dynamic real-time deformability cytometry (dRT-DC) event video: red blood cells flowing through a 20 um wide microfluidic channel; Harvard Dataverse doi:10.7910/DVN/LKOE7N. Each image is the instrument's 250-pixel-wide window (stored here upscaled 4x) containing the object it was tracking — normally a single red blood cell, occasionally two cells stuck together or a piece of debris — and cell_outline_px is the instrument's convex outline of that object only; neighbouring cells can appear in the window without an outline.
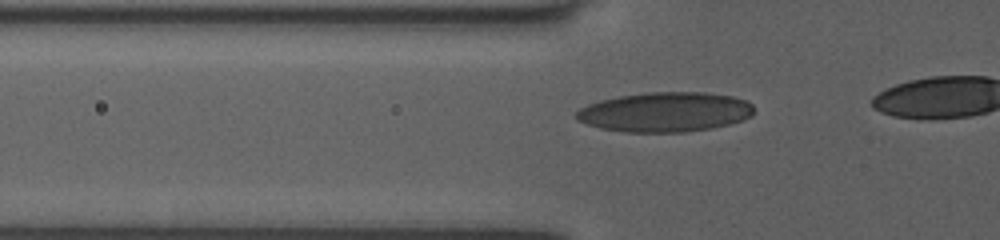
{"species": "human", "species_latin": "Homo sapiens", "temperature_condition": "room temperature", "stored_images_in_passage": 16, "camera_frame_rate_fps": 3000, "um_per_image_px": 0.085, "donor": {"sex": "female"}, "frame": {"image": 1, "passage_image": 10, "time_ms": 3.0, "image_size_px": [1000, 240], "cell_outline_px": [[752, 116], [728, 124], [712, 128], [684, 132], [624, 132], [600, 128], [576, 120], [576, 112], [580, 108], [588, 104], [600, 100], [620, 96], [648, 92], [704, 92], [732, 96], [744, 100], [752, 104]], "centroid_in_image_um": [56.51, 9.52], "position_along_channel_um": 69.3, "area_um2": 40.98}}
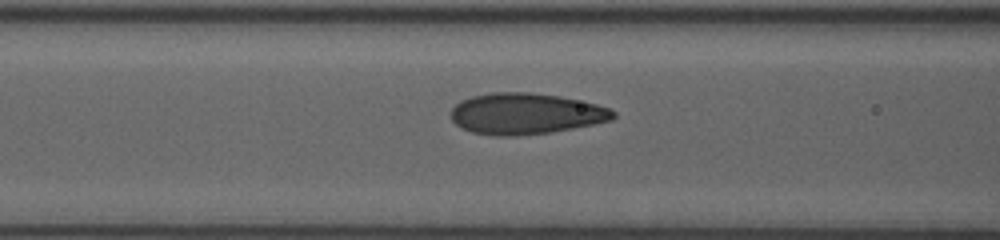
{"frame": {"image": 2, "passage_image": 14, "time_ms": 4.333, "image_size_px": [1000, 240], "cell_outline_px": [[616, 116], [612, 120], [572, 128], [548, 132], [516, 136], [496, 136], [472, 132], [456, 124], [452, 120], [452, 108], [460, 100], [472, 96], [492, 92], [532, 92], [560, 96], [596, 104], [608, 108], [616, 112]], "centroid_in_image_um": [44.67, 9.65], "position_along_channel_um": 121.9, "area_um2": 38.73}}